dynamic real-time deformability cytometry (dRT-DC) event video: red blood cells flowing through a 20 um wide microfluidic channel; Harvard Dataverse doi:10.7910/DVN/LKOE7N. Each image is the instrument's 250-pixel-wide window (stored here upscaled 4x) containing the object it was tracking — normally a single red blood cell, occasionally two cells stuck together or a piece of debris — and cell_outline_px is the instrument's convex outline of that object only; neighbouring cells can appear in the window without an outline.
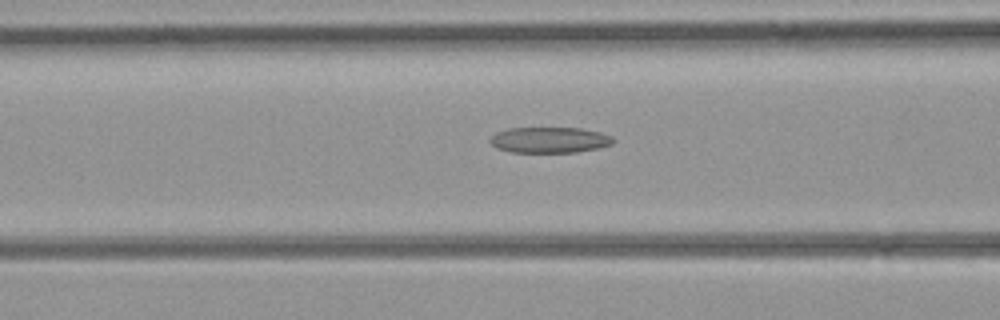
{"species": "common noctule bat (a hibernating species)", "species_latin": "Nyctalus noctula", "temperature_condition": "room temperature", "stored_images_in_passage": 32, "camera_frame_rate_fps": 3000, "um_per_image_px": 0.085, "animal": {"sex": "female", "body_mass_g": 21.9}, "frame": {"image": 1, "passage_image": 14, "time_ms": 4.333, "image_size_px": [1000, 320], "cell_outline_px": [[616, 140], [612, 144], [596, 148], [576, 152], [512, 152], [496, 148], [488, 140], [496, 132], [508, 128], [580, 128], [600, 132], [612, 136]], "centroid_in_image_um": [46.7, 11.89], "position_along_channel_um": 119.9, "area_um2": 18.5}}
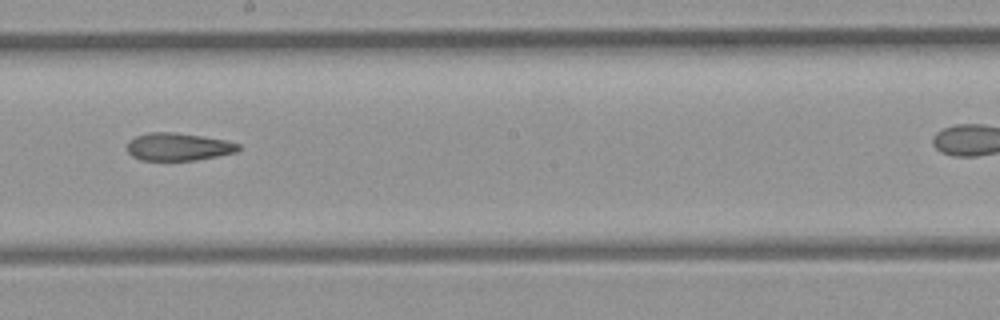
{"frame": {"image": 2, "passage_image": 21, "time_ms": 6.667, "image_size_px": [1000, 320], "cell_outline_px": [[240, 148], [236, 152], [196, 160], [140, 160], [132, 156], [128, 152], [128, 140], [136, 136], [148, 132], [176, 132], [224, 140], [240, 144]], "centroid_in_image_um": [15.12, 12.47], "position_along_channel_um": 233.1, "area_um2": 17.86}}
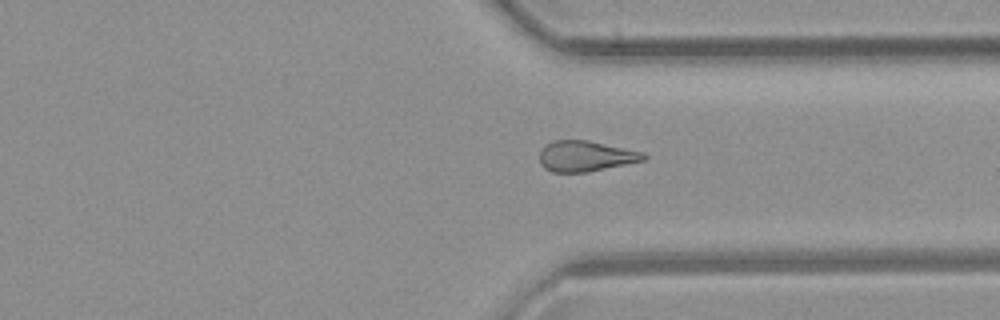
{"frame": {"image": 3, "passage_image": 29, "time_ms": 9.333, "image_size_px": [1000, 320], "cell_outline_px": [[648, 156], [644, 160], [588, 172], [552, 172], [544, 168], [540, 164], [540, 148], [544, 144], [552, 140], [588, 140], [644, 152]], "centroid_in_image_um": [49.74, 13.26], "position_along_channel_um": 361.7, "area_um2": 18.73}}